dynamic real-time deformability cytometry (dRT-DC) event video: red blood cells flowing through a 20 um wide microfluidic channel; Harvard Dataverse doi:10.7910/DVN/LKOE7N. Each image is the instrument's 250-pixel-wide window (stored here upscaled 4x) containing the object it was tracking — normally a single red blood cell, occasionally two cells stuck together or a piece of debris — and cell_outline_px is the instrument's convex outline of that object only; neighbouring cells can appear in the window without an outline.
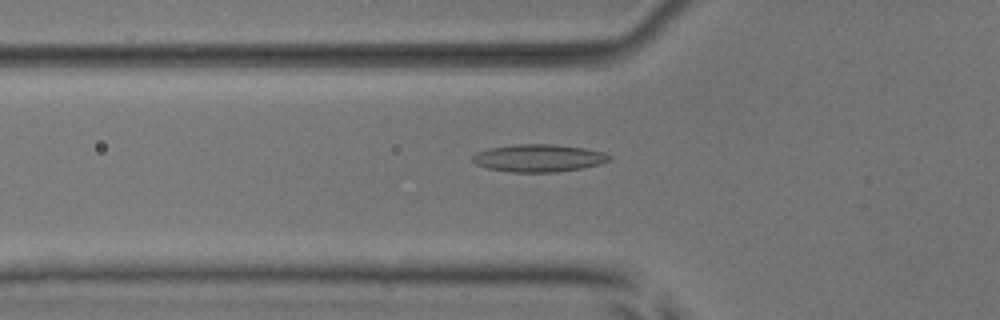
{"species": "common noctule bat (a hibernating species)", "species_latin": "Nyctalus noctula", "temperature_condition": "room temperature", "stored_images_in_passage": 40, "camera_frame_rate_fps": 3000, "um_per_image_px": 0.085, "animal": {"sex": "male", "body_mass_g": 17.9, "forearm_length_mm": 54.2}, "frame": {"image": 1, "passage_image": 6, "time_ms": 1.667, "image_size_px": [1000, 320], "cell_outline_px": [[612, 160], [600, 164], [584, 168], [556, 172], [512, 172], [488, 168], [476, 164], [472, 160], [472, 156], [476, 152], [488, 148], [512, 144], [552, 144], [584, 148], [604, 152], [612, 156]], "centroid_in_image_um": [45.81, 13.43], "position_along_channel_um": 80.0, "area_um2": 22.14}}
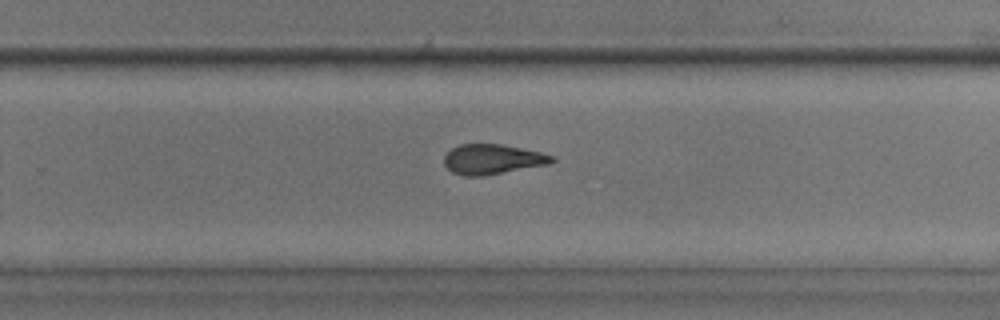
{"frame": {"image": 2, "passage_image": 22, "time_ms": 7.0, "image_size_px": [1000, 320], "cell_outline_px": [[556, 160], [548, 164], [480, 176], [464, 176], [452, 172], [444, 164], [444, 156], [452, 148], [460, 144], [500, 144], [540, 152], [556, 156]], "centroid_in_image_um": [41.85, 13.53], "position_along_channel_um": 287.9, "area_um2": 18.61}}
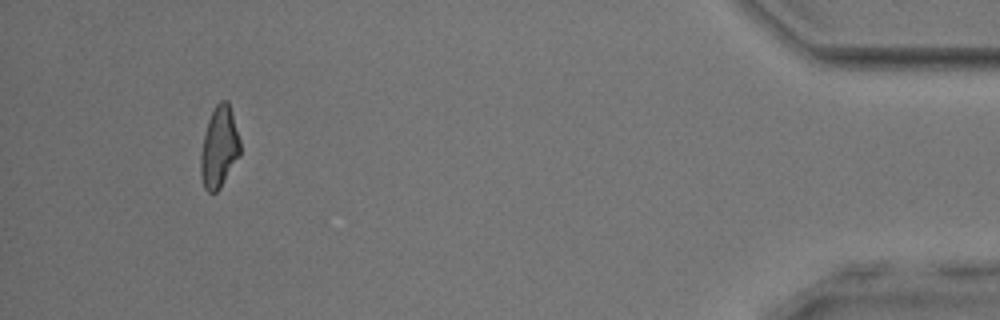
{"frame": {"image": 3, "passage_image": 37, "time_ms": 12.0, "image_size_px": [1000, 320], "cell_outline_px": [[240, 152], [220, 188], [216, 192], [208, 192], [204, 188], [200, 176], [200, 156], [204, 136], [208, 120], [216, 104], [220, 100], [228, 100], [232, 112], [240, 140]], "centroid_in_image_um": [18.61, 12.5], "position_along_channel_um": 416.6, "area_um2": 18.44}, "authors_computed_cell_mechanics": {"area_um2": 19.3052, "velocity_mm_per_s": 3.8996, "shape_relaxation_time_tau1_ms": 5.7795, "shape_relaxation_time_tau2_ms": 2.3142, "deformation_change_tau1": 0.1512, "deformation_change_tau2": 0.1055}}